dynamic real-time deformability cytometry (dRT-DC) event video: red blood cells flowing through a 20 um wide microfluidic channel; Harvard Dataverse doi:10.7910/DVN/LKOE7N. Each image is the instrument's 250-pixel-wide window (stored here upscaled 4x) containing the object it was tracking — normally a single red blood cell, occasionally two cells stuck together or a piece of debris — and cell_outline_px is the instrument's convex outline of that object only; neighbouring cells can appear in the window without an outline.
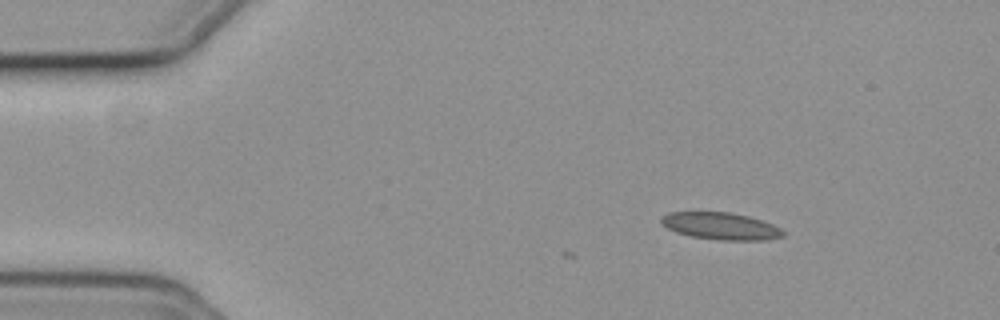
{"species": "common noctule bat (a hibernating species)", "species_latin": "Nyctalus noctula", "temperature_condition": "cold", "stored_images_in_passage": 5, "camera_frame_rate_fps": 3000, "um_per_image_px": 0.085, "animal": {"sex": "female", "body_mass_g": 19.3, "forearm_length_mm": 54.1}, "frame": {"image": 1, "passage_image": 1, "time_ms": 0.0, "image_size_px": [1000, 320], "cell_outline_px": [[784, 236], [768, 240], [716, 240], [688, 236], [676, 232], [660, 224], [660, 216], [668, 212], [728, 212], [748, 216], [772, 224], [780, 228], [784, 232]], "centroid_in_image_um": [61.22, 19.22], "position_along_channel_um": 23.8, "area_um2": 19.42}}